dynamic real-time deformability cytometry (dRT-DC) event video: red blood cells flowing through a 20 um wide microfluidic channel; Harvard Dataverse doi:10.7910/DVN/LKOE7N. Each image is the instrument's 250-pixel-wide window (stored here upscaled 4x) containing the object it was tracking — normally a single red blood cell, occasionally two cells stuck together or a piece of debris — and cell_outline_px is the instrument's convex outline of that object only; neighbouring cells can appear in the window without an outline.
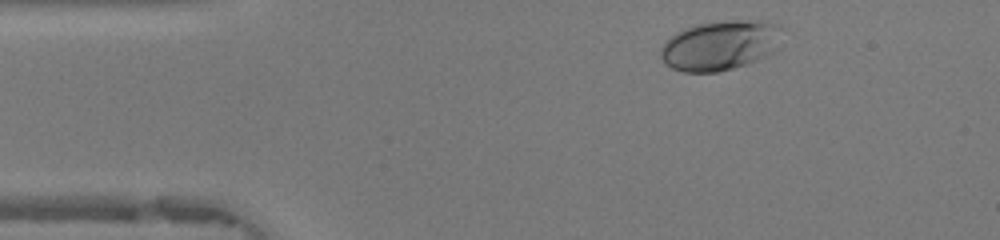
{"species": "human", "species_latin": "Homo sapiens", "temperature_condition": "warm", "stored_images_in_passage": 35, "camera_frame_rate_fps": 3000, "um_per_image_px": 0.085, "donor": {"sex": "female"}, "frame": {"image": 1, "passage_image": 3, "time_ms": 0.667, "image_size_px": [1000, 240], "cell_outline_px": [[780, 48], [776, 52], [748, 64], [716, 72], [684, 72], [672, 68], [664, 64], [660, 56], [660, 48], [676, 32], [684, 28], [696, 24], [716, 20], [764, 20], [780, 24]], "centroid_in_image_um": [61.25, 3.84], "position_along_channel_um": 23.7, "area_um2": 35.89}}
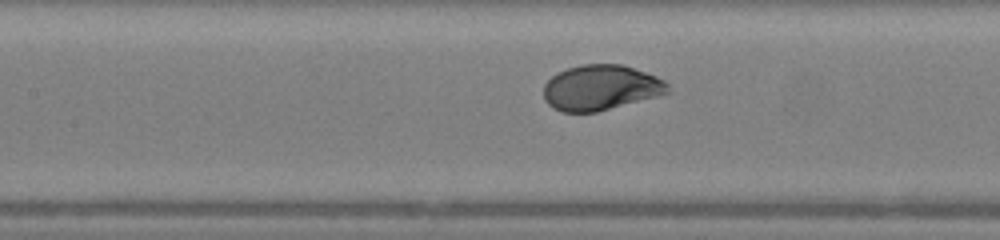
{"frame": {"image": 2, "passage_image": 17, "time_ms": 5.333, "image_size_px": [1000, 240], "cell_outline_px": [[672, 92], [596, 112], [560, 112], [552, 108], [544, 100], [544, 84], [556, 72], [580, 64], [620, 64], [656, 76], [664, 80], [668, 84]], "centroid_in_image_um": [51.04, 7.45], "position_along_channel_um": 156.4, "area_um2": 32.83}}
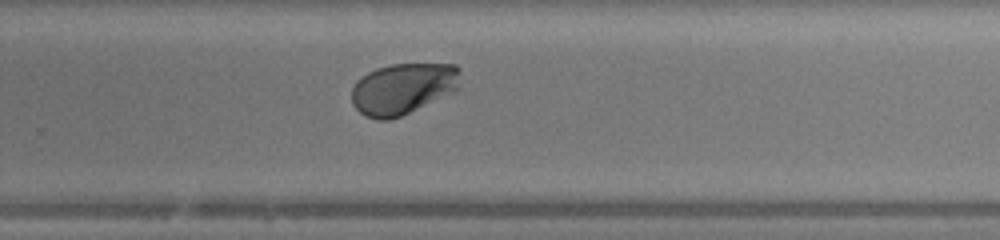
{"frame": {"image": 3, "passage_image": 27, "time_ms": 8.667, "image_size_px": [1000, 240], "cell_outline_px": [[460, 72], [456, 88], [452, 92], [400, 116], [388, 120], [376, 120], [364, 116], [352, 104], [352, 88], [356, 80], [368, 72], [376, 68], [392, 64], [456, 64], [460, 68]], "centroid_in_image_um": [34.2, 7.53], "position_along_channel_um": 295.6, "area_um2": 32.19}, "authors_computed_cell_mechanics": {"area_um2": 32.8304, "velocity_mm_per_s": 4.1853, "shape_relaxation_time_tau1_ms": 2.2505, "shape_relaxation_time_tau2_ms": null, "deformation_change_tau1": 0.1428, "deformation_change_tau2": null}}